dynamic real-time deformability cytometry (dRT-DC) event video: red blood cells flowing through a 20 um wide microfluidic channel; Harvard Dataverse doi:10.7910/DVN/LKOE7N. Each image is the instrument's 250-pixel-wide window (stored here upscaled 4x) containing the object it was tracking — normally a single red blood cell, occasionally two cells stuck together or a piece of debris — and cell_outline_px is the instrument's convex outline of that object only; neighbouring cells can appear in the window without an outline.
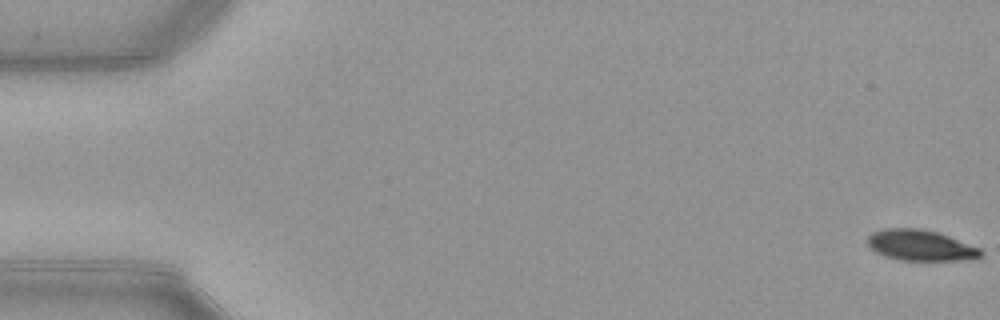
{"species": "common noctule bat (a hibernating species)", "species_latin": "Nyctalus noctula", "temperature_condition": "warm", "stored_images_in_passage": 7, "camera_frame_rate_fps": 3000, "um_per_image_px": 0.085, "animal": {"sex": "female", "body_mass_g": 21.9}, "frame": {"image": 1, "passage_image": 1, "time_ms": 0.0, "image_size_px": [1000, 320], "cell_outline_px": [[984, 256], [960, 260], [900, 260], [876, 252], [868, 244], [868, 236], [872, 232], [884, 228], [920, 228], [936, 232], [948, 236], [980, 248], [984, 252]], "centroid_in_image_um": [78.25, 20.84], "position_along_channel_um": 6.7, "area_um2": 20.11}}